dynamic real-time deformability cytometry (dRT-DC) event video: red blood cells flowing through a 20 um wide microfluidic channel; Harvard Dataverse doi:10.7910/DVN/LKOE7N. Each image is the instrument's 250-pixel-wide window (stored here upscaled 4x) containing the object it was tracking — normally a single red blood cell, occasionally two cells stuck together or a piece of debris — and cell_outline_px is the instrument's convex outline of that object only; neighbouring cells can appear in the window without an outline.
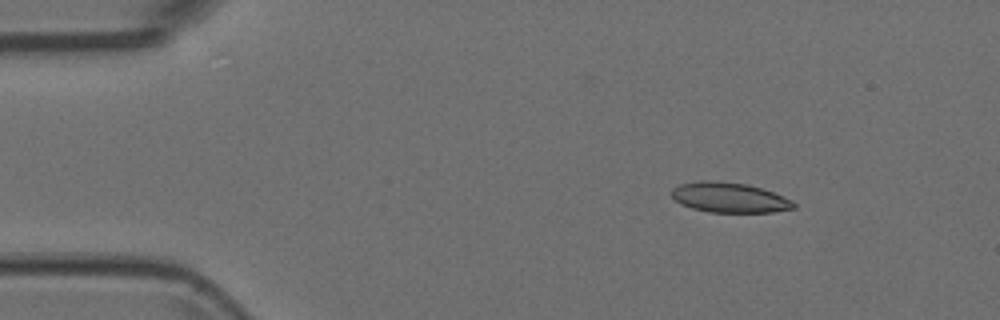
{"species": "Egyptian fruit bat (a non-hibernating species)", "species_latin": "Rousettus aegyptiacus", "temperature_condition": "room temperature", "stored_images_in_passage": 4, "camera_frame_rate_fps": 3000, "um_per_image_px": 0.085, "animal": {"sex": "female"}, "frame": {"image": 1, "passage_image": 2, "time_ms": 0.333, "image_size_px": [1000, 320], "cell_outline_px": [[796, 208], [772, 212], [708, 212], [692, 208], [680, 204], [672, 196], [672, 188], [680, 184], [700, 180], [716, 180], [748, 184], [772, 192], [792, 200], [796, 204]], "centroid_in_image_um": [61.99, 16.78], "position_along_channel_um": 23.0, "area_um2": 21.44}}
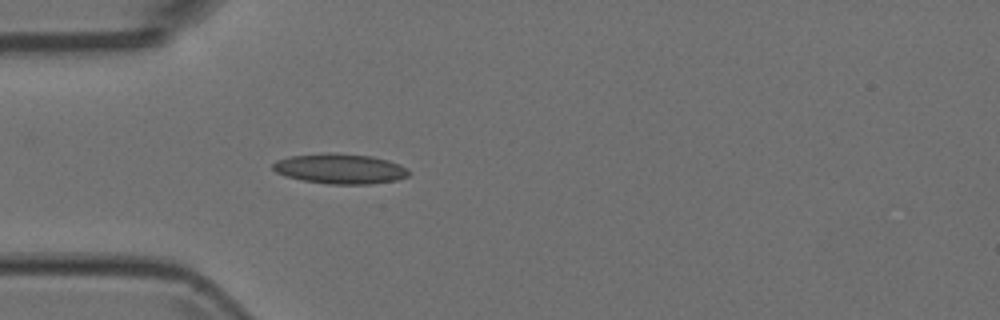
{"frame": {"image": 2, "passage_image": 4, "time_ms": 1.0, "image_size_px": [1000, 320], "cell_outline_px": [[408, 176], [396, 180], [372, 184], [328, 184], [300, 180], [284, 176], [276, 172], [272, 168], [272, 164], [276, 160], [292, 156], [372, 156], [388, 160], [400, 164], [408, 168]], "centroid_in_image_um": [28.93, 14.4], "position_along_channel_um": 56.1, "area_um2": 22.83}}